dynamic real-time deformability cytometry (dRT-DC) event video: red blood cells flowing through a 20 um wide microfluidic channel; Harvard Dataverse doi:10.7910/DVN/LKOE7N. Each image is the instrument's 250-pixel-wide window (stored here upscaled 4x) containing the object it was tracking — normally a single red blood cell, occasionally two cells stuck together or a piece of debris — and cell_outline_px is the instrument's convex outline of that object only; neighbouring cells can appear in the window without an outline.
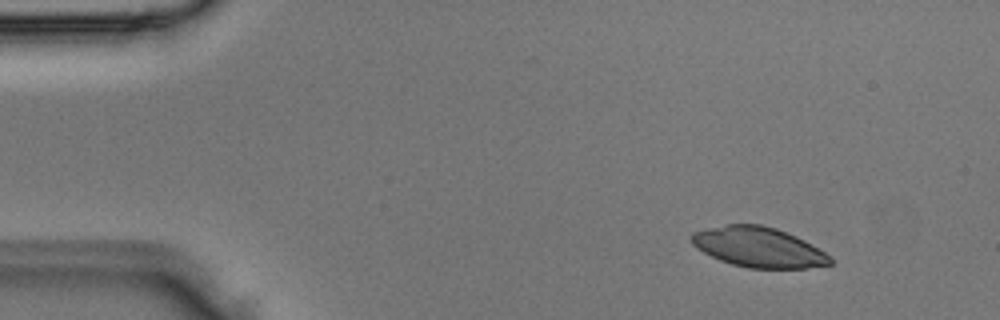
{"species": "Egyptian fruit bat (a non-hibernating species)", "species_latin": "Rousettus aegyptiacus", "temperature_condition": "room temperature", "stored_images_in_passage": 3, "camera_frame_rate_fps": 3000, "um_per_image_px": 0.085, "animal": {"sex": "male"}, "frame": {"image": 1, "passage_image": 1, "time_ms": 0.0, "image_size_px": [1000, 320], "cell_outline_px": [[832, 264], [804, 268], [748, 268], [732, 264], [720, 260], [704, 252], [692, 244], [692, 232], [708, 228], [728, 224], [760, 224], [776, 228], [796, 236], [804, 240], [832, 256]], "centroid_in_image_um": [64.5, 21.01], "position_along_channel_um": 20.5, "area_um2": 32.19}}